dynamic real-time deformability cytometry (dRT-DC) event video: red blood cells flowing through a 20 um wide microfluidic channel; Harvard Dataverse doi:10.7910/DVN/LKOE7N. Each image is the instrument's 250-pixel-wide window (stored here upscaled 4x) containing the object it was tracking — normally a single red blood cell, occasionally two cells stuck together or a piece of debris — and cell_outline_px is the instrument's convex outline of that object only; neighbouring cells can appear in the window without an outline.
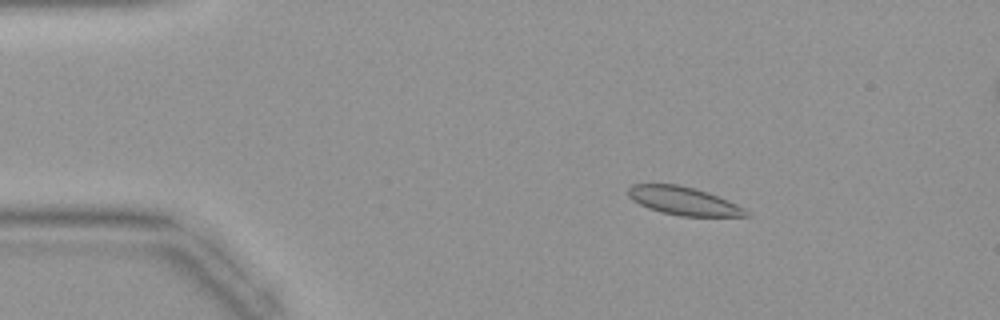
{"species": "common noctule bat (a hibernating species)", "species_latin": "Nyctalus noctula", "temperature_condition": "warm", "stored_images_in_passage": 42, "camera_frame_rate_fps": 3000, "um_per_image_px": 0.085, "animal": {"sex": "female", "body_mass_g": 19.9}, "frame": {"image": 1, "passage_image": 6, "time_ms": 1.667, "image_size_px": [1000, 320], "cell_outline_px": [[752, 216], [680, 216], [660, 212], [648, 208], [632, 200], [628, 196], [628, 188], [632, 184], [676, 184], [696, 188], [708, 192], [728, 200], [744, 208]], "centroid_in_image_um": [58.09, 17.08], "position_along_channel_um": 26.9, "area_um2": 19.42}}
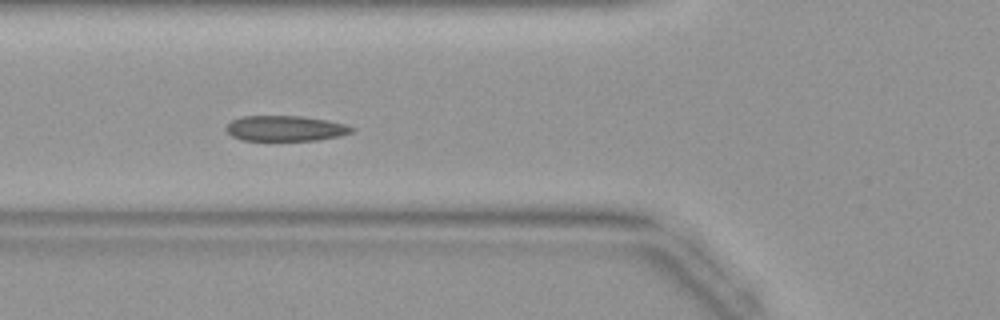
{"frame": {"image": 2, "passage_image": 15, "time_ms": 4.667, "image_size_px": [1000, 320], "cell_outline_px": [[356, 128], [352, 132], [340, 136], [316, 140], [240, 140], [232, 136], [224, 128], [232, 120], [240, 116], [300, 116], [328, 120], [344, 124]], "centroid_in_image_um": [24.25, 10.91], "position_along_channel_um": 101.6, "area_um2": 18.61}}
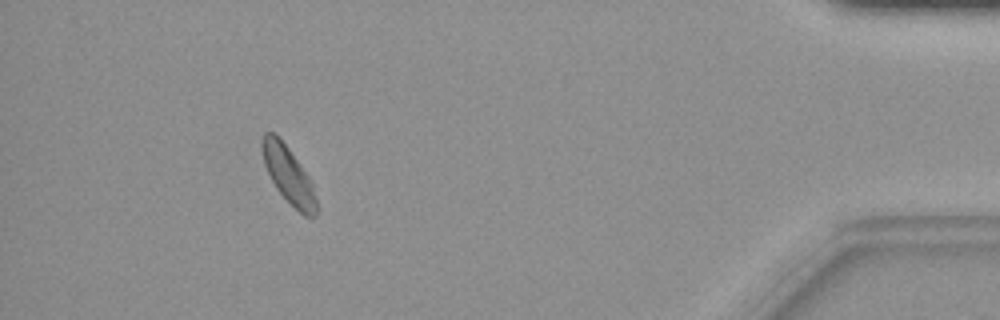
{"frame": {"image": 3, "passage_image": 39, "time_ms": 12.667, "image_size_px": [1000, 320], "cell_outline_px": [[316, 216], [304, 216], [276, 188], [264, 164], [260, 148], [260, 140], [264, 132], [272, 132], [288, 148], [308, 176], [312, 184], [316, 200]], "centroid_in_image_um": [24.48, 14.83], "position_along_channel_um": 410.7, "area_um2": 17.46}}